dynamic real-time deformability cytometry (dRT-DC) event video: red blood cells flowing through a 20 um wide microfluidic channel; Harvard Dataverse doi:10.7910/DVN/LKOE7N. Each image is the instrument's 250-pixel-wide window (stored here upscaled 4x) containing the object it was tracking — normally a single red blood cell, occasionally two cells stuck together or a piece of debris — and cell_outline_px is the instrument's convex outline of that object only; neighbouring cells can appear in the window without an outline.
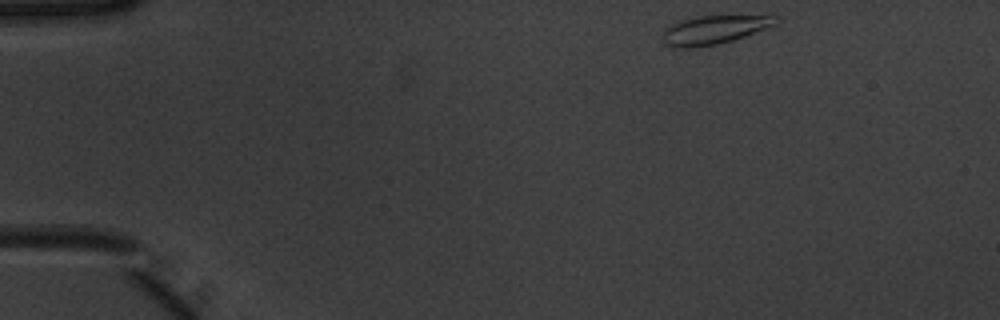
{"species": "common noctule bat (a hibernating species)", "species_latin": "Nyctalus noctula", "temperature_condition": "warm", "stored_images_in_passage": 45, "camera_frame_rate_fps": 3000, "um_per_image_px": 0.085, "animal": {"sex": "male", "body_mass_g": 20.1, "forearm_length_mm": 53.5}, "frame": {"image": 1, "passage_image": 1, "time_ms": 0.0, "image_size_px": [1000, 320], "cell_outline_px": [[776, 24], [744, 36], [732, 40], [716, 44], [692, 48], [676, 48], [664, 44], [664, 28], [668, 24], [676, 20], [696, 16], [776, 16]], "centroid_in_image_um": [60.58, 2.53], "position_along_channel_um": 24.4, "area_um2": 18.73}}
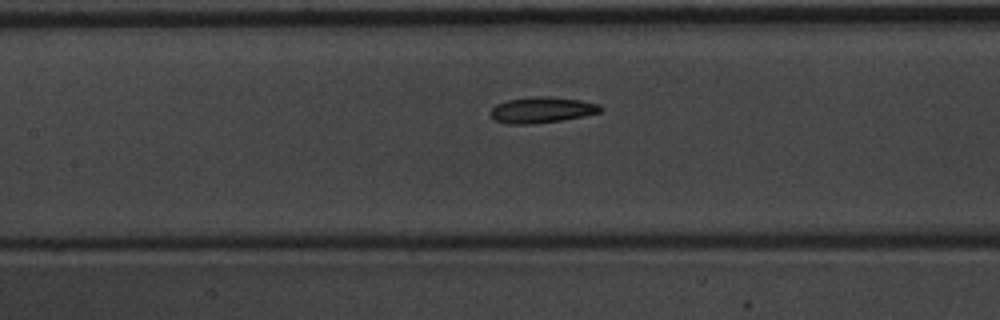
{"frame": {"image": 2, "passage_image": 18, "time_ms": 5.667, "image_size_px": [1000, 320], "cell_outline_px": [[604, 108], [600, 112], [584, 116], [560, 120], [532, 124], [508, 124], [496, 120], [488, 112], [496, 104], [508, 100], [540, 96], [548, 96], [580, 100], [600, 104]], "centroid_in_image_um": [46.07, 9.34], "position_along_channel_um": 161.3, "area_um2": 16.53}}
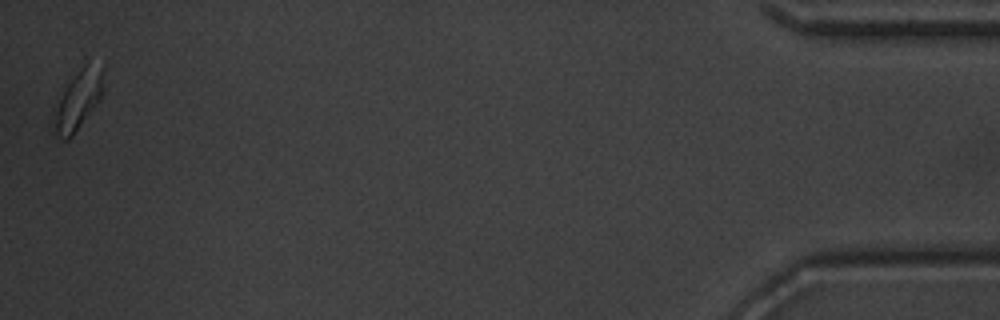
{"frame": {"image": 3, "passage_image": 45, "time_ms": 14.667, "image_size_px": [1000, 320], "cell_outline_px": [[104, 92], [100, 100], [72, 136], [68, 140], [60, 140], [56, 136], [56, 112], [60, 100], [68, 84], [80, 68], [88, 60], [104, 60]], "centroid_in_image_um": [6.79, 8.37], "position_along_channel_um": 428.4, "area_um2": 17.11}, "authors_computed_cell_mechanics": {"area_um2": 16.6464, "velocity_mm_per_s": 3.92, "shape_relaxation_time_tau1_ms": 3.1933, "shape_relaxation_time_tau2_ms": 2.6226, "deformation_change_tau1": 0.138, "deformation_change_tau2": 0.0792}}